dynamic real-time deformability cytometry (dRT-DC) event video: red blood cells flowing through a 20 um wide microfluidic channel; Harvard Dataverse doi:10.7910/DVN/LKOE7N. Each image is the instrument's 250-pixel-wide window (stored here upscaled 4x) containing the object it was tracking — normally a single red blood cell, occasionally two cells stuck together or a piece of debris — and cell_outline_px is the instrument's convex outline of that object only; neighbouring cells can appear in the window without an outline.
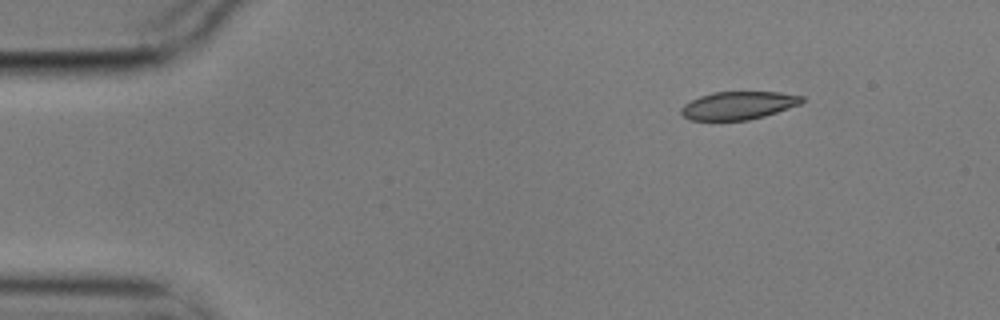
{"species": "common noctule bat (a hibernating species)", "species_latin": "Nyctalus noctula", "temperature_condition": "cold", "stored_images_in_passage": 5, "camera_frame_rate_fps": 3000, "um_per_image_px": 0.085, "animal": {"sex": "male", "body_mass_g": 17.9}, "frame": {"image": 1, "passage_image": 1, "time_ms": 0.0, "image_size_px": [1000, 320], "cell_outline_px": [[804, 100], [800, 104], [764, 116], [748, 120], [688, 120], [680, 112], [680, 108], [684, 104], [700, 96], [712, 92], [780, 92], [804, 96]], "centroid_in_image_um": [62.74, 8.96], "position_along_channel_um": 22.3, "area_um2": 19.65}}
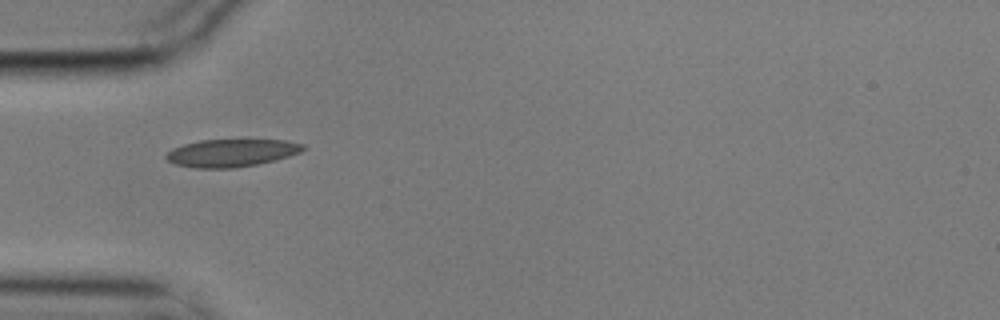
{"frame": {"image": 2, "passage_image": 4, "time_ms": 1.0, "image_size_px": [1000, 320], "cell_outline_px": [[304, 148], [300, 152], [276, 160], [236, 168], [196, 168], [176, 164], [168, 160], [164, 156], [172, 148], [184, 144], [200, 140], [284, 140], [304, 144]], "centroid_in_image_um": [19.66, 13.0], "position_along_channel_um": 65.3, "area_um2": 21.91}}
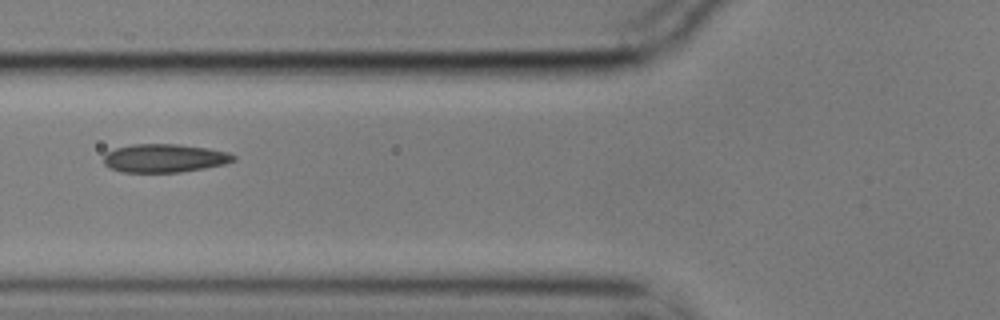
{"frame": {"image": 3, "passage_image": 5, "time_ms": 1.333, "image_size_px": [1000, 320], "cell_outline_px": [[236, 160], [224, 164], [204, 168], [180, 172], [120, 172], [108, 168], [104, 164], [104, 156], [108, 152], [116, 148], [132, 144], [180, 144], [208, 148], [228, 152], [236, 156]], "centroid_in_image_um": [13.98, 13.44], "position_along_channel_um": 111.8, "area_um2": 21.56}}